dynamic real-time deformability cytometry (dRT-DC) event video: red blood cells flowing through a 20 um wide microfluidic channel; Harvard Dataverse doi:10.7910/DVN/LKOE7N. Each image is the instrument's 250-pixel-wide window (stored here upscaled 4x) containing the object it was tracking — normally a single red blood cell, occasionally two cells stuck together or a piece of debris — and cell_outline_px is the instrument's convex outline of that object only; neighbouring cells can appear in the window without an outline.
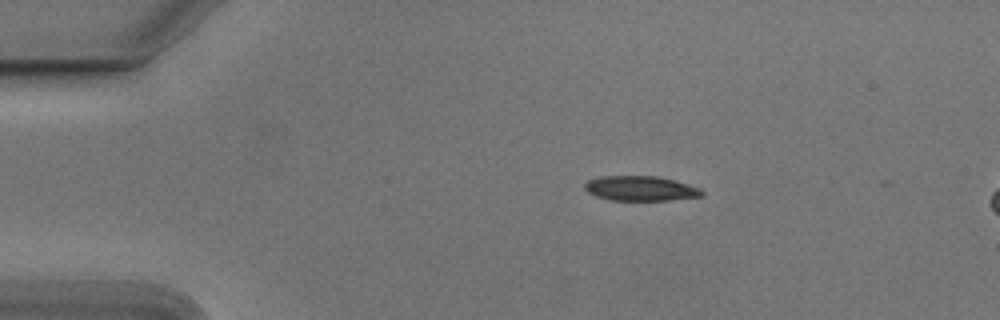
{"species": "Egyptian fruit bat (a non-hibernating species)", "species_latin": "Rousettus aegyptiacus", "temperature_condition": "cold", "stored_images_in_passage": 13, "camera_frame_rate_fps": 3000, "um_per_image_px": 0.085, "animal": {"sex": "male"}, "frame": {"image": 1, "passage_image": 6, "time_ms": 1.667, "image_size_px": [1000, 320], "cell_outline_px": [[704, 196], [668, 200], [608, 200], [596, 196], [588, 192], [584, 188], [584, 184], [588, 180], [600, 176], [656, 176], [676, 180], [700, 188], [704, 192]], "centroid_in_image_um": [54.45, 16.01], "position_along_channel_um": 30.5, "area_um2": 17.05}}